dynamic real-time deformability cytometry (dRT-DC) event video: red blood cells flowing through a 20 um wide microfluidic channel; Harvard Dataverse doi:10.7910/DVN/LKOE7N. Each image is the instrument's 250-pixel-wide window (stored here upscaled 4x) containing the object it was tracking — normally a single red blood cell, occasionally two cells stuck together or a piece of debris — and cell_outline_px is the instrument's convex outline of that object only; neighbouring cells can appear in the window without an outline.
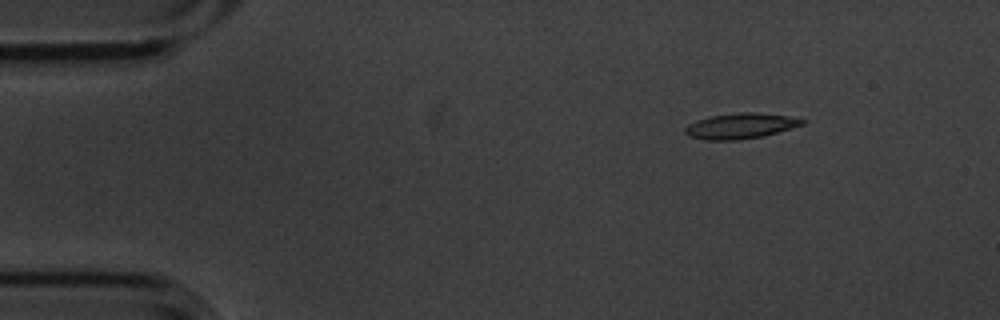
{"species": "common noctule bat (a hibernating species)", "species_latin": "Nyctalus noctula", "temperature_condition": "cold", "stored_images_in_passage": 4, "camera_frame_rate_fps": 3000, "um_per_image_px": 0.085, "animal": {"sex": "male", "body_mass_g": 20.1, "forearm_length_mm": 53.5}, "frame": {"image": 1, "passage_image": 1, "time_ms": 0.0, "image_size_px": [1000, 320], "cell_outline_px": [[808, 120], [804, 124], [764, 136], [740, 140], [704, 140], [688, 136], [684, 132], [684, 128], [688, 124], [696, 120], [708, 116], [740, 112], [756, 112], [788, 116]], "centroid_in_image_um": [62.92, 10.7], "position_along_channel_um": 22.1, "area_um2": 17.63}}
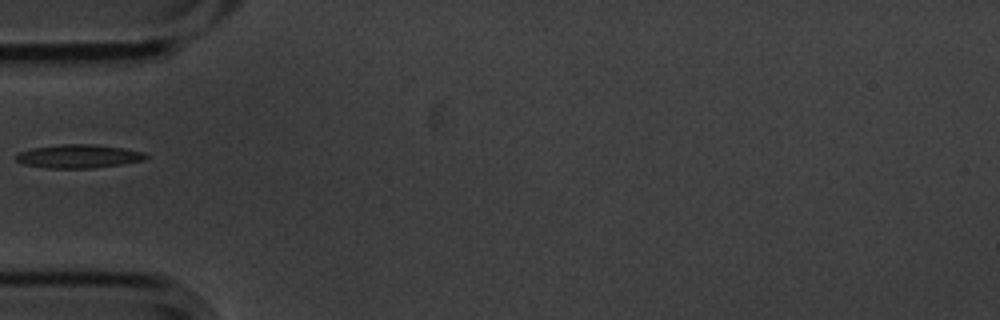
{"frame": {"image": 2, "passage_image": 4, "time_ms": 1.0, "image_size_px": [1000, 320], "cell_outline_px": [[148, 156], [144, 160], [120, 164], [92, 168], [48, 168], [24, 164], [16, 160], [16, 152], [32, 148], [60, 144], [92, 144], [124, 148], [144, 152]], "centroid_in_image_um": [6.65, 13.27], "position_along_channel_um": 78.3, "area_um2": 17.74}}